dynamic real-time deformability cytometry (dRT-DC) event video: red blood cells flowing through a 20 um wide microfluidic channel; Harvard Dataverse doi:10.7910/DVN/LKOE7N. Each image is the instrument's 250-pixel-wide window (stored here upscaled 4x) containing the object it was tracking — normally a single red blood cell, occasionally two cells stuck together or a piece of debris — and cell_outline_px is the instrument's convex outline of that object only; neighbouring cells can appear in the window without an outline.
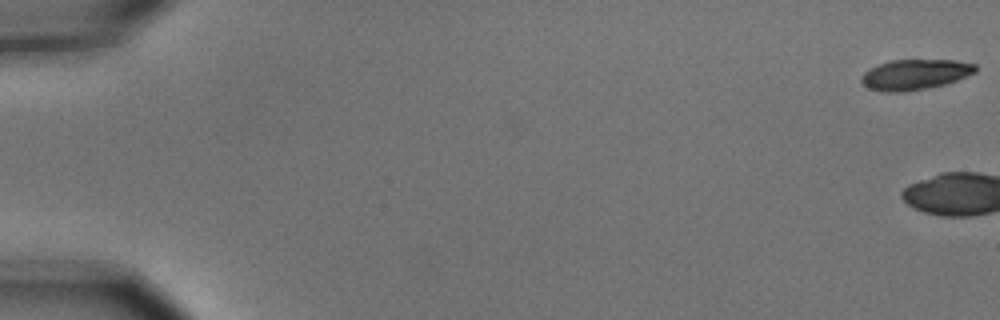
{"species": "common noctule bat (a hibernating species)", "species_latin": "Nyctalus noctula", "temperature_condition": "cold", "stored_images_in_passage": 2, "camera_frame_rate_fps": 3000, "um_per_image_px": 0.085, "animal": {"sex": "male", "body_mass_g": 15.6}, "frame": {"image": 1, "passage_image": 2, "time_ms": 0.333, "image_size_px": [1000, 320], "cell_outline_px": [[976, 72], [956, 80], [944, 84], [904, 92], [884, 92], [868, 88], [860, 80], [864, 72], [868, 68], [892, 60], [956, 60], [976, 64]], "centroid_in_image_um": [77.76, 6.33], "position_along_channel_um": 7.2, "area_um2": 20.06}}